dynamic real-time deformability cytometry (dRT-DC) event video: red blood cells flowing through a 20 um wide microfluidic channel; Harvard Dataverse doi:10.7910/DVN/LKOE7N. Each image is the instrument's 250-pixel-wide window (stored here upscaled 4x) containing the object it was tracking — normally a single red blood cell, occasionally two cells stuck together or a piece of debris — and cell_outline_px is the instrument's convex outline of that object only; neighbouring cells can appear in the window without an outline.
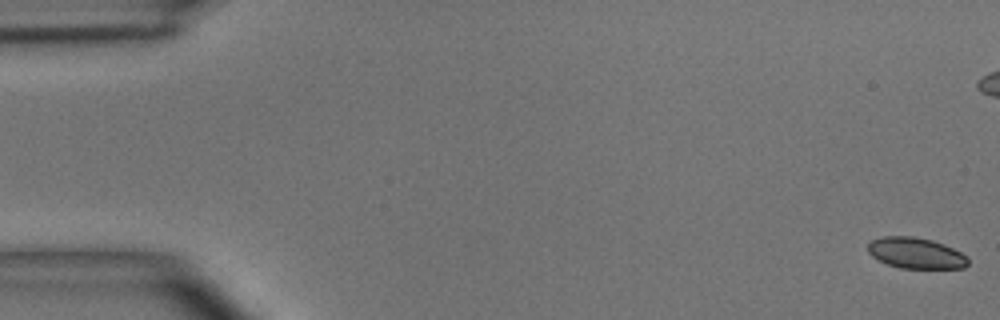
{"species": "common noctule bat (a hibernating species)", "species_latin": "Nyctalus noctula", "temperature_condition": "room temperature", "stored_images_in_passage": 11, "camera_frame_rate_fps": 3000, "um_per_image_px": 0.085, "animal": {"sex": "male", "body_mass_g": 15.6}, "frame": {"image": 1, "passage_image": 1, "time_ms": 0.0, "image_size_px": [1000, 320], "cell_outline_px": [[968, 264], [964, 268], [900, 268], [888, 264], [872, 256], [868, 252], [868, 244], [872, 240], [880, 236], [912, 236], [932, 240], [944, 244], [968, 256]], "centroid_in_image_um": [77.85, 21.5], "position_along_channel_um": 7.2, "area_um2": 18.03}}